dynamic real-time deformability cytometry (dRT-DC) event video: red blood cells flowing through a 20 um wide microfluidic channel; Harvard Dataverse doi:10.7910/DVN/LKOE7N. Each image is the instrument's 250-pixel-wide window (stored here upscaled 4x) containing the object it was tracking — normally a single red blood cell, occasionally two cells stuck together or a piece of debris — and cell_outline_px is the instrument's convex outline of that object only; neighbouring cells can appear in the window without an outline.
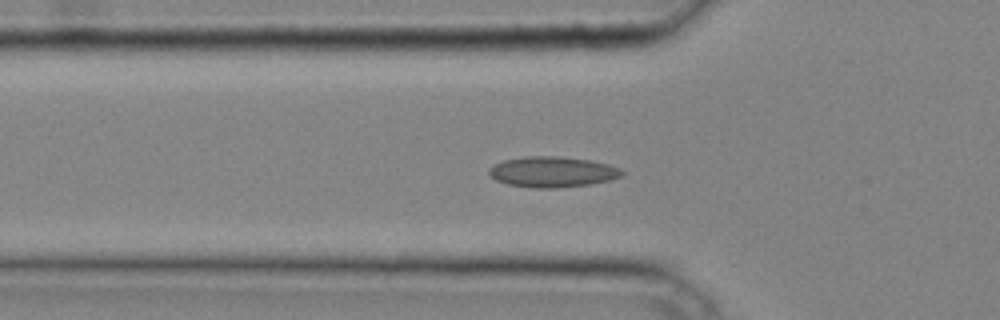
{"species": "common noctule bat (a hibernating species)", "species_latin": "Nyctalus noctula", "temperature_condition": "cold", "stored_images_in_passage": 25, "camera_frame_rate_fps": 3000, "um_per_image_px": 0.085, "animal": {"sex": "male", "body_mass_g": 20.4}, "frame": {"image": 1, "passage_image": 2, "time_ms": 0.333, "image_size_px": [1000, 320], "cell_outline_px": [[624, 176], [608, 180], [588, 184], [556, 188], [536, 188], [508, 184], [496, 180], [488, 172], [488, 168], [504, 160], [524, 156], [560, 156], [588, 160], [608, 164], [620, 168], [624, 172]], "centroid_in_image_um": [46.96, 14.6], "position_along_channel_um": 78.8, "area_um2": 23.58}}
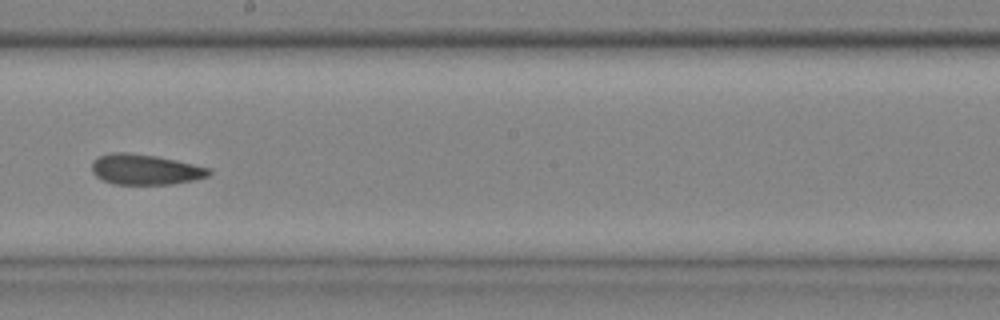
{"frame": {"image": 2, "passage_image": 12, "time_ms": 3.667, "image_size_px": [1000, 320], "cell_outline_px": [[212, 172], [208, 176], [192, 180], [172, 184], [112, 184], [96, 176], [92, 172], [92, 160], [100, 156], [112, 152], [124, 152], [156, 156], [176, 160], [212, 168]], "centroid_in_image_um": [12.35, 14.4], "position_along_channel_um": 235.9, "area_um2": 20.75}}
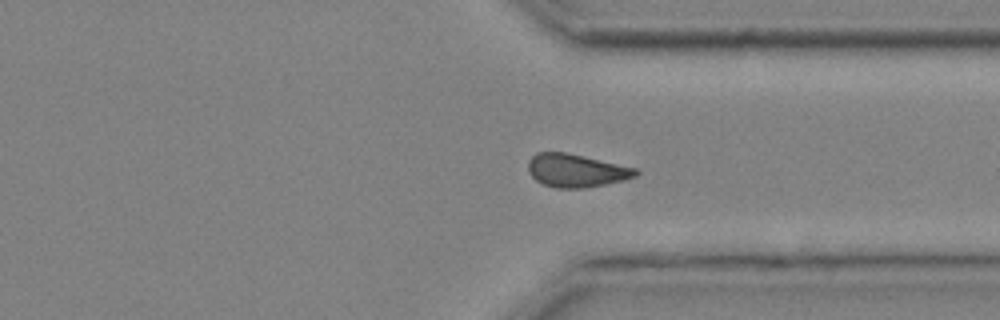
{"frame": {"image": 3, "passage_image": 20, "time_ms": 6.333, "image_size_px": [1000, 320], "cell_outline_px": [[640, 172], [636, 176], [624, 180], [584, 188], [556, 188], [544, 184], [536, 180], [528, 172], [528, 160], [536, 152], [564, 152], [584, 156], [640, 168]], "centroid_in_image_um": [49.0, 14.49], "position_along_channel_um": 362.4, "area_um2": 20.92}}